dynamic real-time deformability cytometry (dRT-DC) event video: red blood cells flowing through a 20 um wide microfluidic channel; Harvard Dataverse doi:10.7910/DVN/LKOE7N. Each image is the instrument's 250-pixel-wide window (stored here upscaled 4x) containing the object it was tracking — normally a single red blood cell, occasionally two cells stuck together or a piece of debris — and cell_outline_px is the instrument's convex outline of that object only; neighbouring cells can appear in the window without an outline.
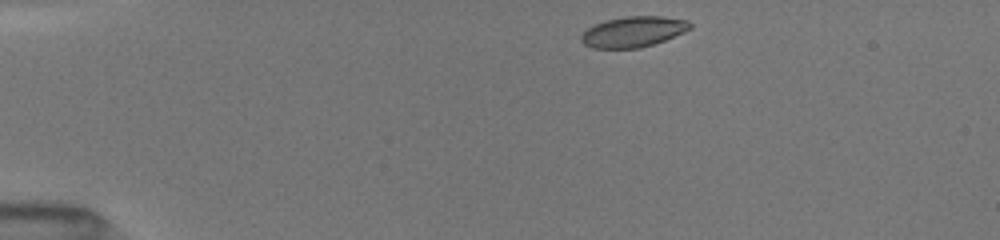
{"species": "common noctule bat (a hibernating species)", "species_latin": "Nyctalus noctula", "temperature_condition": "room temperature", "stored_images_in_passage": 12, "camera_frame_rate_fps": 3000, "um_per_image_px": 0.085, "animal": {"sex": "female", "body_mass_g": 19.5, "forearm_length_mm": 54.1}, "frame": {"image": 1, "passage_image": 1, "time_ms": 0.0, "image_size_px": [1000, 240], "cell_outline_px": [[692, 28], [684, 32], [664, 40], [640, 48], [592, 48], [584, 44], [580, 40], [580, 36], [588, 28], [596, 24], [608, 20], [628, 16], [664, 16], [688, 20], [692, 24]], "centroid_in_image_um": [53.85, 2.7], "position_along_channel_um": 31.1, "area_um2": 19.31}}
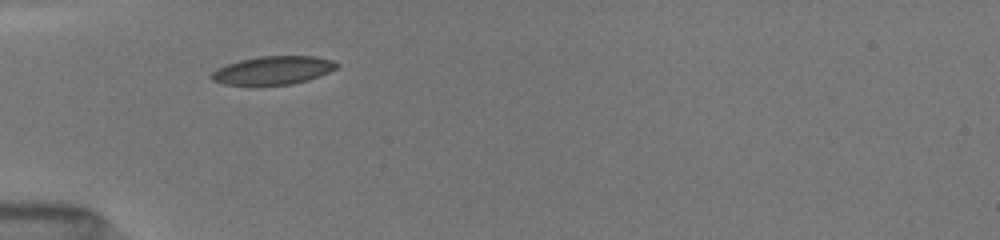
{"frame": {"image": 2, "passage_image": 10, "time_ms": 2.333, "image_size_px": [1000, 240], "cell_outline_px": [[340, 64], [336, 68], [328, 72], [308, 80], [292, 84], [224, 84], [212, 80], [208, 76], [216, 68], [240, 60], [260, 56], [316, 56], [332, 60]], "centroid_in_image_um": [23.21, 5.96], "position_along_channel_um": 61.8, "area_um2": 20.46}}
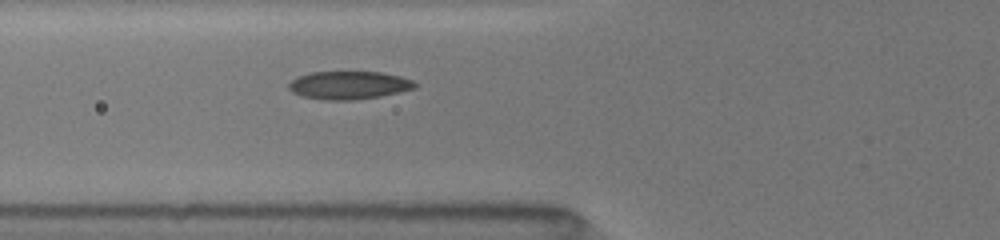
{"frame": {"image": 3, "passage_image": 12, "time_ms": 3.333, "image_size_px": [1000, 240], "cell_outline_px": [[416, 88], [380, 96], [352, 100], [324, 100], [300, 96], [292, 92], [288, 88], [288, 84], [292, 80], [300, 76], [312, 72], [380, 72], [400, 76], [412, 80], [416, 84]], "centroid_in_image_um": [29.63, 7.25], "position_along_channel_um": 96.2, "area_um2": 20.52}}